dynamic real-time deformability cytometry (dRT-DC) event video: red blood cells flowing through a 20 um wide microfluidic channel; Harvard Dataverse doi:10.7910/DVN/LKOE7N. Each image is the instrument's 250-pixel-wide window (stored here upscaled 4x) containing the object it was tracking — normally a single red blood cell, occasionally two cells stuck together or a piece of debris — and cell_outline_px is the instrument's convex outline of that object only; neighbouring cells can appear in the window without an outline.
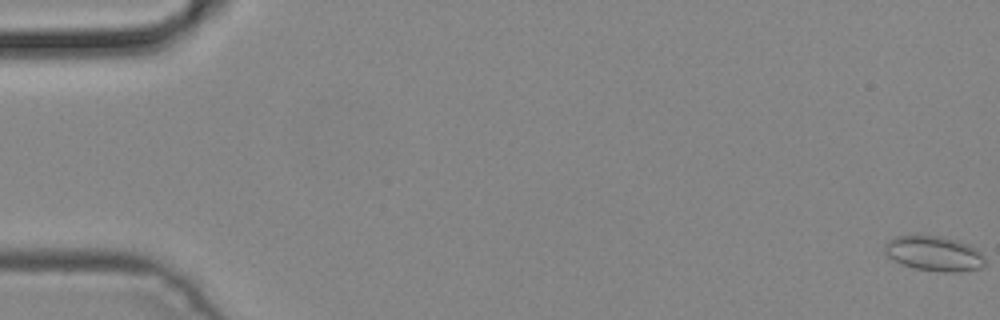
{"species": "common noctule bat (a hibernating species)", "species_latin": "Nyctalus noctula", "temperature_condition": "cold", "stored_images_in_passage": 4, "camera_frame_rate_fps": 3000, "um_per_image_px": 0.085, "animal": {"sex": "male", "body_mass_g": 19.2, "forearm_length_mm": 51.8}, "frame": {"image": 1, "passage_image": 1, "time_ms": 0.0, "image_size_px": [1000, 320], "cell_outline_px": [[984, 264], [980, 268], [960, 272], [940, 272], [912, 268], [888, 256], [884, 252], [884, 244], [888, 240], [896, 236], [940, 236], [956, 240], [968, 244], [980, 252], [984, 256]], "centroid_in_image_um": [79.39, 21.56], "position_along_channel_um": 5.6, "area_um2": 20.29}}